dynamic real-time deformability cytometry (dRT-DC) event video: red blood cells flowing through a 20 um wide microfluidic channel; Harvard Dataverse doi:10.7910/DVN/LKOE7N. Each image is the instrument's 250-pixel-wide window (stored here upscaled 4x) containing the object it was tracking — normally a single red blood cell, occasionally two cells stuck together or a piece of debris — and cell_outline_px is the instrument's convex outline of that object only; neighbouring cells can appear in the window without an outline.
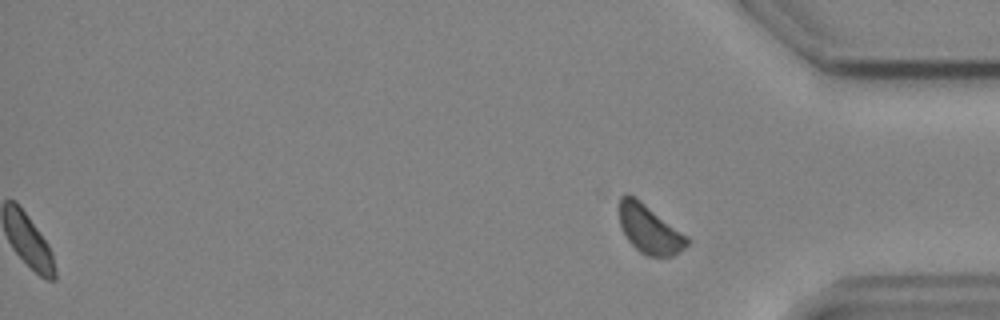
{"species": "common noctule bat (a hibernating species)", "species_latin": "Nyctalus noctula", "temperature_condition": "cold", "stored_images_in_passage": 42, "segment_of_instrument_passage": [2, 2], "camera_frame_rate_fps": 3000, "um_per_image_px": 0.085, "animal": {"sex": "male", "body_mass_g": 19.2, "forearm_length_mm": 51.8}, "frame": {"image": 1, "passage_image": 42, "time_ms": 13.667, "image_size_px": [1000, 320], "cell_outline_px": [[692, 240], [684, 248], [672, 256], [648, 256], [640, 252], [628, 240], [620, 224], [620, 196], [624, 192], [628, 192], [636, 196], [688, 236]], "centroid_in_image_um": [55.22, 19.44], "position_along_channel_um": 380.0, "area_um2": 19.36}}